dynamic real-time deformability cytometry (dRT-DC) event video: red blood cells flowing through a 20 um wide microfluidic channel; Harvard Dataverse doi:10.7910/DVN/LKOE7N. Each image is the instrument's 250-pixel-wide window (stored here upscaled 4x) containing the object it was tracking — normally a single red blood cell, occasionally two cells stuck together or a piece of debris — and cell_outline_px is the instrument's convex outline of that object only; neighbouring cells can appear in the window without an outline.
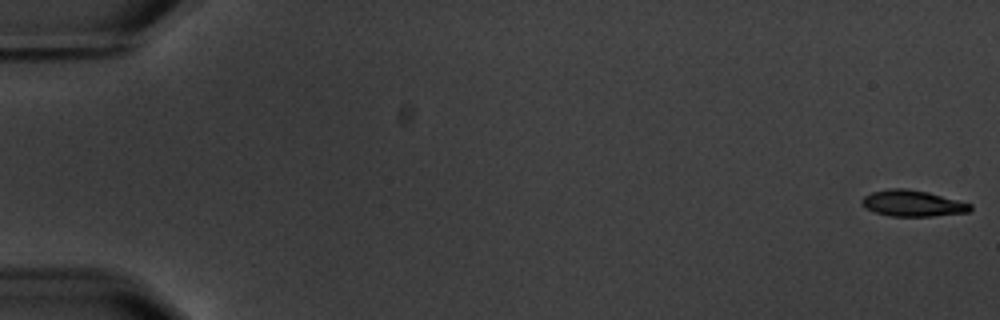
{"species": "common noctule bat (a hibernating species)", "species_latin": "Nyctalus noctula", "temperature_condition": "warm", "stored_images_in_passage": 5, "camera_frame_rate_fps": 3000, "um_per_image_px": 0.085, "animal": {"sex": "male", "body_mass_g": 20.1, "forearm_length_mm": 53.5}, "frame": {"image": 1, "passage_image": 1, "time_ms": 0.0, "image_size_px": [1000, 320], "cell_outline_px": [[972, 208], [968, 212], [932, 216], [888, 216], [864, 208], [860, 204], [860, 200], [864, 196], [872, 192], [888, 188], [908, 188], [928, 192], [972, 204]], "centroid_in_image_um": [77.52, 17.28], "position_along_channel_um": 7.5, "area_um2": 16.65}}